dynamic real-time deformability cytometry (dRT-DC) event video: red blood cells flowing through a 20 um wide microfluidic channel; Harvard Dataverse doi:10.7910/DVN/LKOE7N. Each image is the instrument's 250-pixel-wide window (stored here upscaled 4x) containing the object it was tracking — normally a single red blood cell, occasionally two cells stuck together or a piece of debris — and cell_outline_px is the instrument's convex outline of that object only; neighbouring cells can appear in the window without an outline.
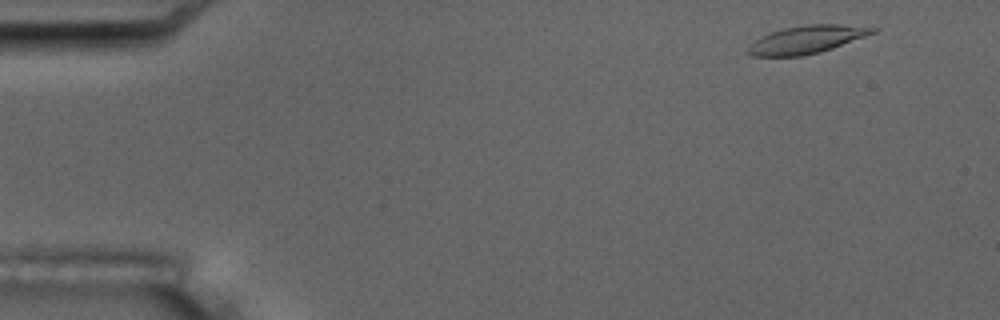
{"species": "common noctule bat (a hibernating species)", "species_latin": "Nyctalus noctula", "temperature_condition": "room temperature", "stored_images_in_passage": 5, "camera_frame_rate_fps": 3000, "um_per_image_px": 0.085, "animal": {"sex": "male", "body_mass_g": 17.5, "forearm_length_mm": 52.3}, "frame": {"image": 1, "passage_image": 1, "time_ms": 0.0, "image_size_px": [1000, 320], "cell_outline_px": [[880, 28], [876, 32], [832, 48], [820, 52], [804, 56], [752, 56], [744, 52], [760, 36], [784, 28], [804, 24], [836, 24]], "centroid_in_image_um": [68.55, 3.36], "position_along_channel_um": 16.4, "area_um2": 20.11}}
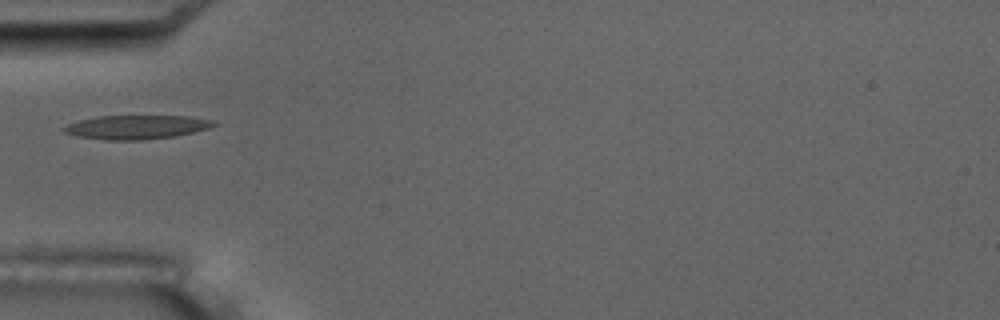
{"frame": {"image": 2, "passage_image": 5, "time_ms": 4.667, "image_size_px": [1000, 320], "cell_outline_px": [[220, 124], [208, 128], [176, 136], [140, 140], [108, 140], [76, 136], [64, 132], [60, 128], [76, 120], [96, 116], [188, 116], [216, 120]], "centroid_in_image_um": [11.59, 10.79], "position_along_channel_um": 73.4, "area_um2": 21.1}}